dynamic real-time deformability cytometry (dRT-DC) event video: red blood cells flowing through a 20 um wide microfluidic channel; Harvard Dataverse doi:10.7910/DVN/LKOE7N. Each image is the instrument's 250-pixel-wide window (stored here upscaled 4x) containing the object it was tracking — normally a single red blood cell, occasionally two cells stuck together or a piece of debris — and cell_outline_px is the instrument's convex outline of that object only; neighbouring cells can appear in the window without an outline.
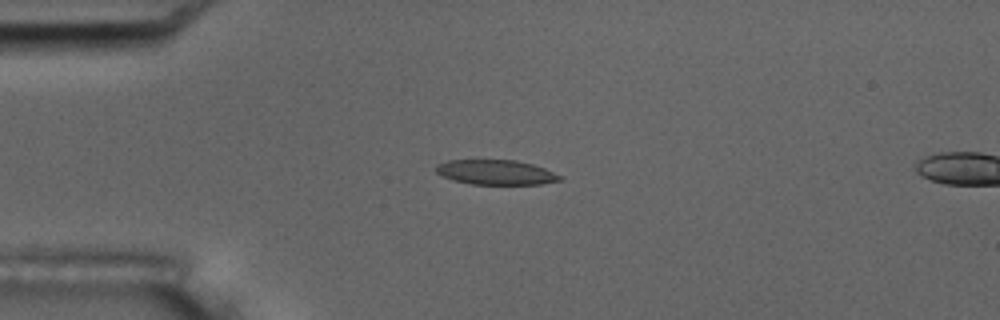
{"species": "common noctule bat (a hibernating species)", "species_latin": "Nyctalus noctula", "temperature_condition": "room temperature", "stored_images_in_passage": 5, "camera_frame_rate_fps": 3000, "um_per_image_px": 0.085, "animal": {"sex": "male", "body_mass_g": 17.5, "forearm_length_mm": 52.3}, "frame": {"image": 1, "passage_image": 4, "time_ms": 1.0, "image_size_px": [1000, 320], "cell_outline_px": [[564, 180], [540, 184], [472, 184], [452, 180], [436, 172], [436, 164], [448, 160], [516, 160], [532, 164], [544, 168], [564, 176]], "centroid_in_image_um": [42.19, 14.64], "position_along_channel_um": 42.8, "area_um2": 17.98}}